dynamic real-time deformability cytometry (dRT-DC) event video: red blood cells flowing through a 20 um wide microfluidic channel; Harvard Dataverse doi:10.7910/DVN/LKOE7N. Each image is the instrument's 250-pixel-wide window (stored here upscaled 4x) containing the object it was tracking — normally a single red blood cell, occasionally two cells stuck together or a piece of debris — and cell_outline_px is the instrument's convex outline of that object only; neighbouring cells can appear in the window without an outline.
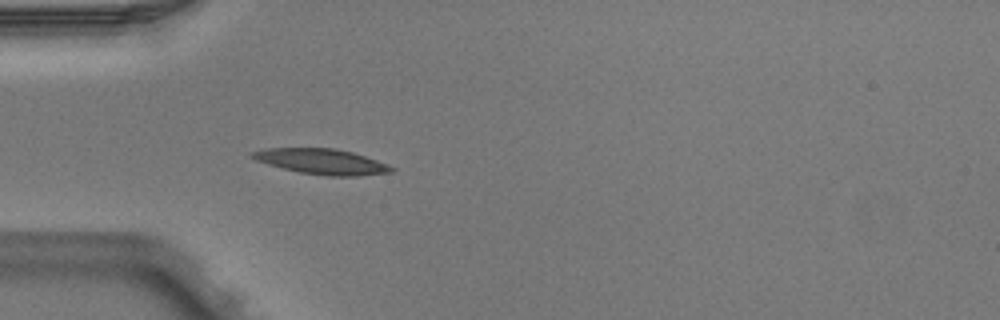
{"species": "Egyptian fruit bat (a non-hibernating species)", "species_latin": "Rousettus aegyptiacus", "temperature_condition": "warm", "stored_images_in_passage": 2, "camera_frame_rate_fps": 3000, "um_per_image_px": 0.085, "animal": {"sex": "male"}, "frame": {"image": 1, "passage_image": 2, "time_ms": 0.333, "image_size_px": [1000, 320], "cell_outline_px": [[396, 172], [356, 176], [328, 176], [300, 172], [268, 164], [256, 160], [248, 156], [248, 152], [268, 148], [332, 148], [352, 152], [388, 164], [396, 168]], "centroid_in_image_um": [27.36, 13.73], "position_along_channel_um": 57.6, "area_um2": 20.63}}